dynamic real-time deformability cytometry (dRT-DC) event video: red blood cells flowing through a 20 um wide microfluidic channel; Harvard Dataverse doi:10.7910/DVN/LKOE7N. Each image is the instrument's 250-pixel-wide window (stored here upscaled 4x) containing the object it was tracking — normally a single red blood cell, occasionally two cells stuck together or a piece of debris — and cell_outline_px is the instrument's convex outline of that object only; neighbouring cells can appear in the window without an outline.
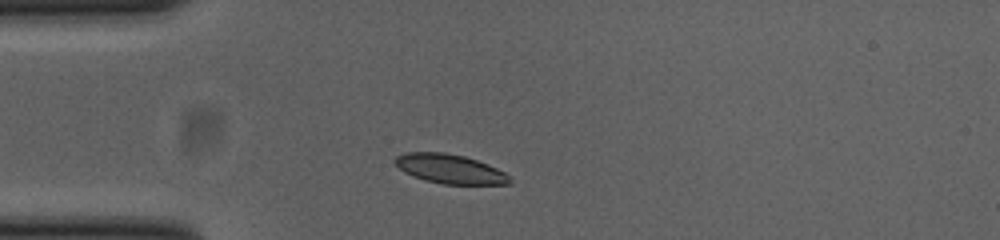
{"species": "common noctule bat (a hibernating species)", "species_latin": "Nyctalus noctula", "temperature_condition": "cold", "stored_images_in_passage": 40, "camera_frame_rate_fps": 3000, "um_per_image_px": 0.085, "animal": {"sex": "female", "body_mass_g": 23.0, "forearm_length_mm": 53.4}, "frame": {"image": 1, "passage_image": 1, "time_ms": 0.0, "image_size_px": [1000, 240], "cell_outline_px": [[512, 184], [444, 184], [424, 180], [412, 176], [404, 172], [392, 160], [396, 156], [404, 152], [444, 152], [464, 156], [488, 164], [504, 172], [512, 180]], "centroid_in_image_um": [38.22, 14.35], "position_along_channel_um": 46.8, "area_um2": 19.59}}
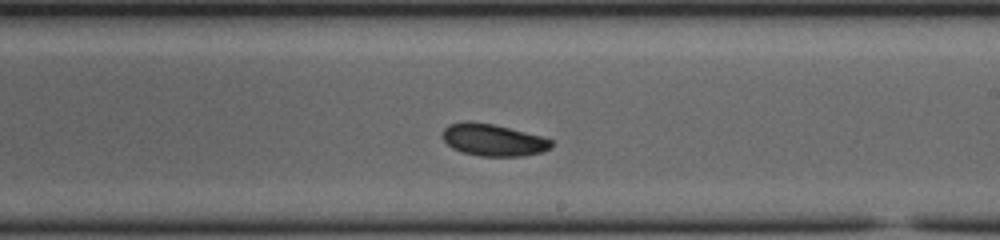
{"frame": {"image": 2, "passage_image": 18, "time_ms": 5.667, "image_size_px": [1000, 240], "cell_outline_px": [[552, 144], [544, 152], [520, 156], [480, 156], [464, 152], [452, 148], [440, 136], [444, 128], [448, 124], [464, 120], [492, 124], [544, 136], [552, 140]], "centroid_in_image_um": [41.89, 11.88], "position_along_channel_um": 247.1, "area_um2": 20.4}}
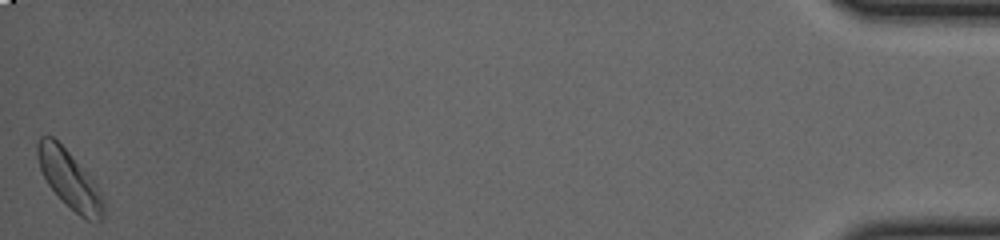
{"frame": {"image": 3, "passage_image": 40, "time_ms": 13.0, "image_size_px": [1000, 240], "cell_outline_px": [[104, 216], [96, 224], [84, 220], [48, 184], [40, 168], [36, 156], [36, 144], [40, 136], [52, 136], [68, 152], [104, 196]], "centroid_in_image_um": [5.91, 15.29], "position_along_channel_um": 429.3, "area_um2": 21.62}, "authors_computed_cell_mechanics": {"area_um2": 20.2589, "velocity_mm_per_s": 3.8239, "shape_relaxation_time_tau1_ms": 1.6064, "shape_relaxation_time_tau2_ms": null, "deformation_change_tau1": 0.0776, "deformation_change_tau2": null}}